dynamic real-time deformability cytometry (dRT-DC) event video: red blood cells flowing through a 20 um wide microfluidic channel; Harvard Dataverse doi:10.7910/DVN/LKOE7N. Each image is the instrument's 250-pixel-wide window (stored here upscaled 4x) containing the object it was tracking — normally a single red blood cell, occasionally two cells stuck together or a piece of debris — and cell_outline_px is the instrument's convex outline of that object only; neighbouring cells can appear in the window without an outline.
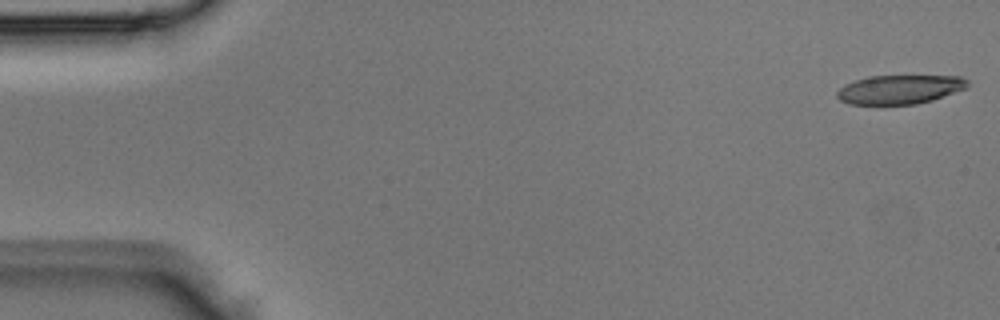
{"species": "Egyptian fruit bat (a non-hibernating species)", "species_latin": "Rousettus aegyptiacus", "temperature_condition": "room temperature", "stored_images_in_passage": 4, "segment_of_instrument_passage": [1, 2], "camera_frame_rate_fps": 3000, "um_per_image_px": 0.085, "animal": {"sex": "male"}, "frame": {"image": 1, "passage_image": 1, "time_ms": 0.0, "image_size_px": [1000, 320], "cell_outline_px": [[968, 88], [932, 100], [916, 104], [848, 104], [840, 100], [836, 96], [836, 92], [844, 84], [868, 76], [960, 76], [968, 80]], "centroid_in_image_um": [76.47, 7.6], "position_along_channel_um": 8.5, "area_um2": 22.08}}
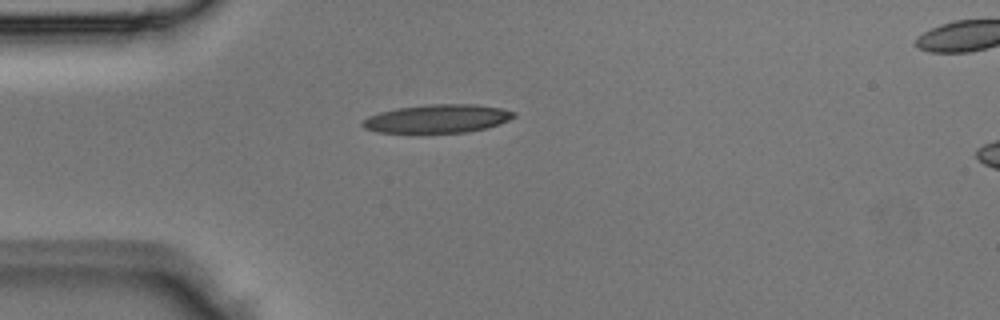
{"frame": {"image": 2, "passage_image": 3, "time_ms": 0.667, "image_size_px": [1000, 320], "cell_outline_px": [[516, 116], [500, 124], [488, 128], [468, 132], [376, 132], [364, 128], [360, 124], [368, 116], [380, 112], [396, 108], [428, 104], [472, 104], [500, 108], [516, 112]], "centroid_in_image_um": [37.19, 10.08], "position_along_channel_um": 47.8, "area_um2": 24.97}}